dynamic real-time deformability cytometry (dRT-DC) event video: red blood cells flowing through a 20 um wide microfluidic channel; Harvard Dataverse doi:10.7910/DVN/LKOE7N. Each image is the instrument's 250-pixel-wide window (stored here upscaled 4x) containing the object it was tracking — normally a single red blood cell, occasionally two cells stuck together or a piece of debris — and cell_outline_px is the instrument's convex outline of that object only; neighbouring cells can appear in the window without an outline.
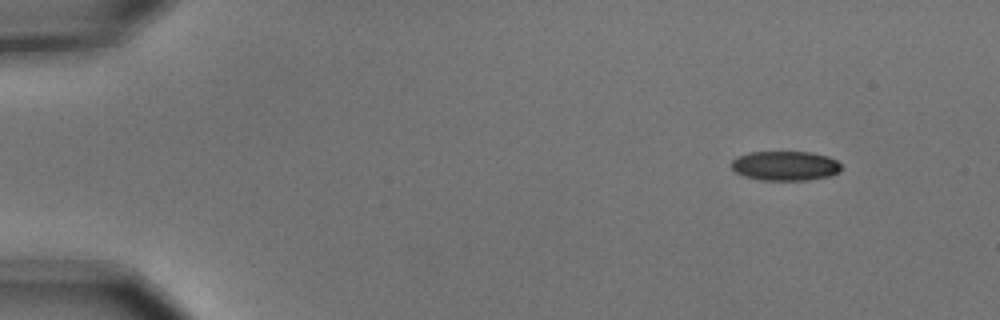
{"species": "common noctule bat (a hibernating species)", "species_latin": "Nyctalus noctula", "temperature_condition": "cold", "stored_images_in_passage": 7, "camera_frame_rate_fps": 3000, "um_per_image_px": 0.085, "animal": {"sex": "male", "body_mass_g": 15.6}, "frame": {"image": 1, "passage_image": 1, "time_ms": 0.0, "image_size_px": [1000, 320], "cell_outline_px": [[840, 172], [832, 176], [804, 180], [760, 180], [744, 176], [736, 172], [732, 168], [732, 160], [736, 156], [752, 152], [812, 152], [828, 156], [836, 160], [840, 164]], "centroid_in_image_um": [66.75, 14.09], "position_along_channel_um": 18.2, "area_um2": 18.96}}
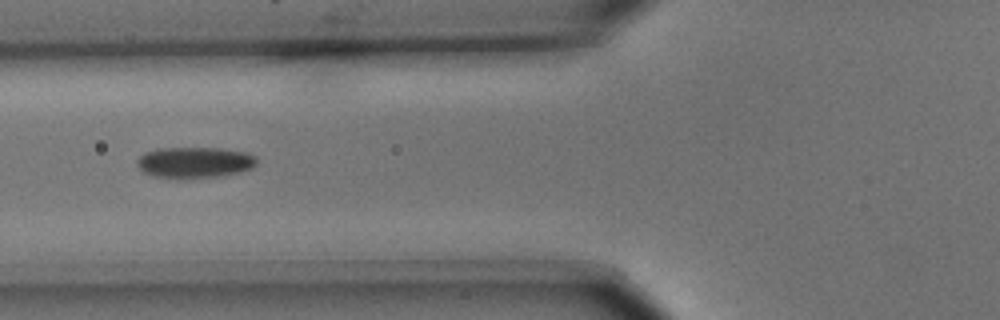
{"frame": {"image": 2, "passage_image": 5, "time_ms": 1.333, "image_size_px": [1000, 320], "cell_outline_px": [[256, 164], [252, 168], [240, 172], [224, 176], [180, 180], [152, 176], [140, 172], [136, 164], [136, 160], [144, 152], [160, 148], [220, 148], [248, 152], [256, 156]], "centroid_in_image_um": [16.51, 13.83], "position_along_channel_um": 109.3, "area_um2": 22.43}}
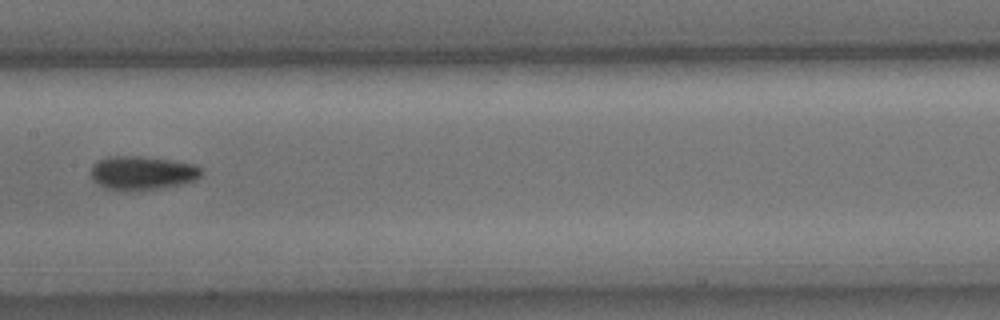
{"frame": {"image": 3, "passage_image": 7, "time_ms": 2.0, "image_size_px": [1000, 320], "cell_outline_px": [[204, 168], [200, 176], [196, 180], [180, 184], [160, 188], [124, 192], [108, 188], [92, 180], [88, 172], [92, 164], [108, 156], [140, 156], [172, 160], [196, 164]], "centroid_in_image_um": [12.08, 14.7], "position_along_channel_um": 195.3, "area_um2": 22.14}}